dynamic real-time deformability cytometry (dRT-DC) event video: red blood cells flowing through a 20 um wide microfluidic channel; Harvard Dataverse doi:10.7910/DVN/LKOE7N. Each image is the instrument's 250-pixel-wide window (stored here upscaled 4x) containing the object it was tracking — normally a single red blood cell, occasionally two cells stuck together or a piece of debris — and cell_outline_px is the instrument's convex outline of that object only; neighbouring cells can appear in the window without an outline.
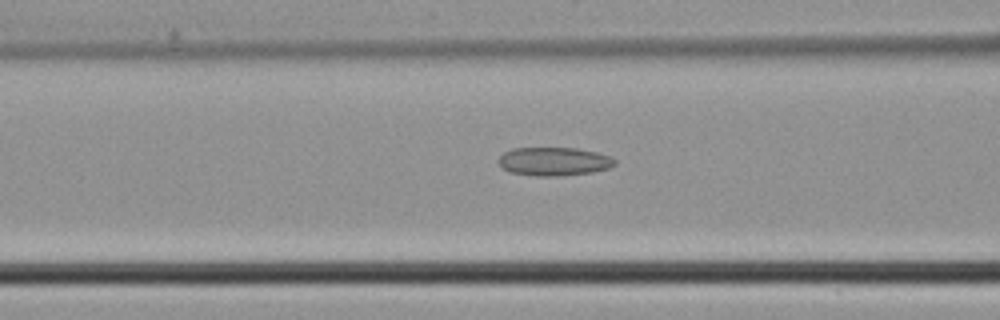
{"species": "common noctule bat (a hibernating species)", "species_latin": "Nyctalus noctula", "temperature_condition": "cold", "stored_images_in_passage": 16, "camera_frame_rate_fps": 3000, "um_per_image_px": 0.085, "animal": {"sex": "male", "body_mass_g": 21.5, "forearm_length_mm": 52.0}, "frame": {"image": 1, "passage_image": 14, "time_ms": 4.333, "image_size_px": [1000, 320], "cell_outline_px": [[616, 164], [608, 168], [592, 172], [556, 176], [536, 176], [512, 172], [504, 168], [496, 160], [504, 152], [512, 148], [576, 148], [596, 152], [608, 156], [616, 160]], "centroid_in_image_um": [47.07, 13.71], "position_along_channel_um": 119.5, "area_um2": 19.13}}